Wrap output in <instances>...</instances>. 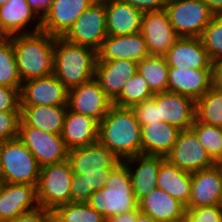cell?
Masks as SVG:
<instances>
[{"label": "cell", "mask_w": 222, "mask_h": 222, "mask_svg": "<svg viewBox=\"0 0 222 222\" xmlns=\"http://www.w3.org/2000/svg\"><path fill=\"white\" fill-rule=\"evenodd\" d=\"M98 142L121 161L141 155V126L133 110L112 105L99 122Z\"/></svg>", "instance_id": "cell-1"}, {"label": "cell", "mask_w": 222, "mask_h": 222, "mask_svg": "<svg viewBox=\"0 0 222 222\" xmlns=\"http://www.w3.org/2000/svg\"><path fill=\"white\" fill-rule=\"evenodd\" d=\"M56 37L38 31L12 36L14 55L22 83L53 74Z\"/></svg>", "instance_id": "cell-2"}, {"label": "cell", "mask_w": 222, "mask_h": 222, "mask_svg": "<svg viewBox=\"0 0 222 222\" xmlns=\"http://www.w3.org/2000/svg\"><path fill=\"white\" fill-rule=\"evenodd\" d=\"M96 61L94 49L56 37L53 74L68 90L94 78Z\"/></svg>", "instance_id": "cell-3"}, {"label": "cell", "mask_w": 222, "mask_h": 222, "mask_svg": "<svg viewBox=\"0 0 222 222\" xmlns=\"http://www.w3.org/2000/svg\"><path fill=\"white\" fill-rule=\"evenodd\" d=\"M104 218L121 215L138 208L129 170L121 161L111 172L104 187L94 192L87 202Z\"/></svg>", "instance_id": "cell-4"}, {"label": "cell", "mask_w": 222, "mask_h": 222, "mask_svg": "<svg viewBox=\"0 0 222 222\" xmlns=\"http://www.w3.org/2000/svg\"><path fill=\"white\" fill-rule=\"evenodd\" d=\"M67 160L72 172L83 174L88 190L102 189L110 179L112 170L121 162L107 147L99 142L68 151Z\"/></svg>", "instance_id": "cell-5"}, {"label": "cell", "mask_w": 222, "mask_h": 222, "mask_svg": "<svg viewBox=\"0 0 222 222\" xmlns=\"http://www.w3.org/2000/svg\"><path fill=\"white\" fill-rule=\"evenodd\" d=\"M0 160L2 183L37 186L41 167L19 138L0 143Z\"/></svg>", "instance_id": "cell-6"}, {"label": "cell", "mask_w": 222, "mask_h": 222, "mask_svg": "<svg viewBox=\"0 0 222 222\" xmlns=\"http://www.w3.org/2000/svg\"><path fill=\"white\" fill-rule=\"evenodd\" d=\"M72 176L68 160L41 167L36 186L38 206L54 211L70 203Z\"/></svg>", "instance_id": "cell-7"}, {"label": "cell", "mask_w": 222, "mask_h": 222, "mask_svg": "<svg viewBox=\"0 0 222 222\" xmlns=\"http://www.w3.org/2000/svg\"><path fill=\"white\" fill-rule=\"evenodd\" d=\"M178 37H201L214 14L202 0H168L165 7Z\"/></svg>", "instance_id": "cell-8"}, {"label": "cell", "mask_w": 222, "mask_h": 222, "mask_svg": "<svg viewBox=\"0 0 222 222\" xmlns=\"http://www.w3.org/2000/svg\"><path fill=\"white\" fill-rule=\"evenodd\" d=\"M107 35L105 4L103 0H96L77 18L63 38L97 52Z\"/></svg>", "instance_id": "cell-9"}, {"label": "cell", "mask_w": 222, "mask_h": 222, "mask_svg": "<svg viewBox=\"0 0 222 222\" xmlns=\"http://www.w3.org/2000/svg\"><path fill=\"white\" fill-rule=\"evenodd\" d=\"M18 138L31 151L40 167L67 160L69 150L59 134L19 125Z\"/></svg>", "instance_id": "cell-10"}, {"label": "cell", "mask_w": 222, "mask_h": 222, "mask_svg": "<svg viewBox=\"0 0 222 222\" xmlns=\"http://www.w3.org/2000/svg\"><path fill=\"white\" fill-rule=\"evenodd\" d=\"M166 159L183 171L193 173L213 167L216 163L207 154L205 148L192 128L181 130Z\"/></svg>", "instance_id": "cell-11"}, {"label": "cell", "mask_w": 222, "mask_h": 222, "mask_svg": "<svg viewBox=\"0 0 222 222\" xmlns=\"http://www.w3.org/2000/svg\"><path fill=\"white\" fill-rule=\"evenodd\" d=\"M150 55L165 56L179 38L166 9L143 12L141 30Z\"/></svg>", "instance_id": "cell-12"}, {"label": "cell", "mask_w": 222, "mask_h": 222, "mask_svg": "<svg viewBox=\"0 0 222 222\" xmlns=\"http://www.w3.org/2000/svg\"><path fill=\"white\" fill-rule=\"evenodd\" d=\"M112 105V101L106 96L95 78L68 90V109L92 117L98 123Z\"/></svg>", "instance_id": "cell-13"}, {"label": "cell", "mask_w": 222, "mask_h": 222, "mask_svg": "<svg viewBox=\"0 0 222 222\" xmlns=\"http://www.w3.org/2000/svg\"><path fill=\"white\" fill-rule=\"evenodd\" d=\"M21 106H67L68 89L54 75L22 83Z\"/></svg>", "instance_id": "cell-14"}, {"label": "cell", "mask_w": 222, "mask_h": 222, "mask_svg": "<svg viewBox=\"0 0 222 222\" xmlns=\"http://www.w3.org/2000/svg\"><path fill=\"white\" fill-rule=\"evenodd\" d=\"M41 27L42 17L27 0H8L0 6V32L5 37L38 32Z\"/></svg>", "instance_id": "cell-15"}, {"label": "cell", "mask_w": 222, "mask_h": 222, "mask_svg": "<svg viewBox=\"0 0 222 222\" xmlns=\"http://www.w3.org/2000/svg\"><path fill=\"white\" fill-rule=\"evenodd\" d=\"M96 0H53L42 17L41 30L51 36L63 37L77 18Z\"/></svg>", "instance_id": "cell-16"}, {"label": "cell", "mask_w": 222, "mask_h": 222, "mask_svg": "<svg viewBox=\"0 0 222 222\" xmlns=\"http://www.w3.org/2000/svg\"><path fill=\"white\" fill-rule=\"evenodd\" d=\"M159 118L164 123L189 129L196 119V101L192 98L169 91L156 93Z\"/></svg>", "instance_id": "cell-17"}, {"label": "cell", "mask_w": 222, "mask_h": 222, "mask_svg": "<svg viewBox=\"0 0 222 222\" xmlns=\"http://www.w3.org/2000/svg\"><path fill=\"white\" fill-rule=\"evenodd\" d=\"M38 207L34 185L0 183V222L36 210Z\"/></svg>", "instance_id": "cell-18"}, {"label": "cell", "mask_w": 222, "mask_h": 222, "mask_svg": "<svg viewBox=\"0 0 222 222\" xmlns=\"http://www.w3.org/2000/svg\"><path fill=\"white\" fill-rule=\"evenodd\" d=\"M221 163L191 173V194L186 209L220 205Z\"/></svg>", "instance_id": "cell-19"}, {"label": "cell", "mask_w": 222, "mask_h": 222, "mask_svg": "<svg viewBox=\"0 0 222 222\" xmlns=\"http://www.w3.org/2000/svg\"><path fill=\"white\" fill-rule=\"evenodd\" d=\"M143 35L139 32L131 35H107L97 51V61L133 60L137 63L149 56Z\"/></svg>", "instance_id": "cell-20"}, {"label": "cell", "mask_w": 222, "mask_h": 222, "mask_svg": "<svg viewBox=\"0 0 222 222\" xmlns=\"http://www.w3.org/2000/svg\"><path fill=\"white\" fill-rule=\"evenodd\" d=\"M168 91L198 100L213 87L212 69L169 67Z\"/></svg>", "instance_id": "cell-21"}, {"label": "cell", "mask_w": 222, "mask_h": 222, "mask_svg": "<svg viewBox=\"0 0 222 222\" xmlns=\"http://www.w3.org/2000/svg\"><path fill=\"white\" fill-rule=\"evenodd\" d=\"M169 67L212 69L213 62L199 37H179L165 55Z\"/></svg>", "instance_id": "cell-22"}, {"label": "cell", "mask_w": 222, "mask_h": 222, "mask_svg": "<svg viewBox=\"0 0 222 222\" xmlns=\"http://www.w3.org/2000/svg\"><path fill=\"white\" fill-rule=\"evenodd\" d=\"M138 70V63L133 60L96 61L95 76L101 89L113 102L121 93L126 80Z\"/></svg>", "instance_id": "cell-23"}, {"label": "cell", "mask_w": 222, "mask_h": 222, "mask_svg": "<svg viewBox=\"0 0 222 222\" xmlns=\"http://www.w3.org/2000/svg\"><path fill=\"white\" fill-rule=\"evenodd\" d=\"M163 156L137 155L124 160L130 173L133 192L139 202L144 196L157 188V176Z\"/></svg>", "instance_id": "cell-24"}, {"label": "cell", "mask_w": 222, "mask_h": 222, "mask_svg": "<svg viewBox=\"0 0 222 222\" xmlns=\"http://www.w3.org/2000/svg\"><path fill=\"white\" fill-rule=\"evenodd\" d=\"M141 213L158 222H177L185 219L186 206L160 188H155L139 202Z\"/></svg>", "instance_id": "cell-25"}, {"label": "cell", "mask_w": 222, "mask_h": 222, "mask_svg": "<svg viewBox=\"0 0 222 222\" xmlns=\"http://www.w3.org/2000/svg\"><path fill=\"white\" fill-rule=\"evenodd\" d=\"M106 10L108 35L120 36L139 33L143 12L121 0H103Z\"/></svg>", "instance_id": "cell-26"}, {"label": "cell", "mask_w": 222, "mask_h": 222, "mask_svg": "<svg viewBox=\"0 0 222 222\" xmlns=\"http://www.w3.org/2000/svg\"><path fill=\"white\" fill-rule=\"evenodd\" d=\"M99 123L92 117L67 109L61 137L68 150L98 142Z\"/></svg>", "instance_id": "cell-27"}, {"label": "cell", "mask_w": 222, "mask_h": 222, "mask_svg": "<svg viewBox=\"0 0 222 222\" xmlns=\"http://www.w3.org/2000/svg\"><path fill=\"white\" fill-rule=\"evenodd\" d=\"M180 131L178 127L162 121L141 126L142 154L166 157Z\"/></svg>", "instance_id": "cell-28"}, {"label": "cell", "mask_w": 222, "mask_h": 222, "mask_svg": "<svg viewBox=\"0 0 222 222\" xmlns=\"http://www.w3.org/2000/svg\"><path fill=\"white\" fill-rule=\"evenodd\" d=\"M67 106H21L19 125L61 135Z\"/></svg>", "instance_id": "cell-29"}, {"label": "cell", "mask_w": 222, "mask_h": 222, "mask_svg": "<svg viewBox=\"0 0 222 222\" xmlns=\"http://www.w3.org/2000/svg\"><path fill=\"white\" fill-rule=\"evenodd\" d=\"M157 188L167 192L185 206L191 194V173L183 171L165 159L157 176Z\"/></svg>", "instance_id": "cell-30"}, {"label": "cell", "mask_w": 222, "mask_h": 222, "mask_svg": "<svg viewBox=\"0 0 222 222\" xmlns=\"http://www.w3.org/2000/svg\"><path fill=\"white\" fill-rule=\"evenodd\" d=\"M168 69L165 56L149 55L138 62L137 72L147 81L155 94L168 91Z\"/></svg>", "instance_id": "cell-31"}, {"label": "cell", "mask_w": 222, "mask_h": 222, "mask_svg": "<svg viewBox=\"0 0 222 222\" xmlns=\"http://www.w3.org/2000/svg\"><path fill=\"white\" fill-rule=\"evenodd\" d=\"M195 113V121L222 127V90L212 87L196 100Z\"/></svg>", "instance_id": "cell-32"}, {"label": "cell", "mask_w": 222, "mask_h": 222, "mask_svg": "<svg viewBox=\"0 0 222 222\" xmlns=\"http://www.w3.org/2000/svg\"><path fill=\"white\" fill-rule=\"evenodd\" d=\"M0 86L21 88L22 81L14 55L11 37H4L0 41Z\"/></svg>", "instance_id": "cell-33"}, {"label": "cell", "mask_w": 222, "mask_h": 222, "mask_svg": "<svg viewBox=\"0 0 222 222\" xmlns=\"http://www.w3.org/2000/svg\"><path fill=\"white\" fill-rule=\"evenodd\" d=\"M54 222H104L105 218L87 202H70L57 207Z\"/></svg>", "instance_id": "cell-34"}, {"label": "cell", "mask_w": 222, "mask_h": 222, "mask_svg": "<svg viewBox=\"0 0 222 222\" xmlns=\"http://www.w3.org/2000/svg\"><path fill=\"white\" fill-rule=\"evenodd\" d=\"M153 95L154 93L150 90L147 81L136 72L130 79L126 80L120 95L112 103L118 107L131 108Z\"/></svg>", "instance_id": "cell-35"}, {"label": "cell", "mask_w": 222, "mask_h": 222, "mask_svg": "<svg viewBox=\"0 0 222 222\" xmlns=\"http://www.w3.org/2000/svg\"><path fill=\"white\" fill-rule=\"evenodd\" d=\"M191 128L207 154L216 163H222V127L195 121Z\"/></svg>", "instance_id": "cell-36"}, {"label": "cell", "mask_w": 222, "mask_h": 222, "mask_svg": "<svg viewBox=\"0 0 222 222\" xmlns=\"http://www.w3.org/2000/svg\"><path fill=\"white\" fill-rule=\"evenodd\" d=\"M200 38L212 62L222 58V15L213 16Z\"/></svg>", "instance_id": "cell-37"}, {"label": "cell", "mask_w": 222, "mask_h": 222, "mask_svg": "<svg viewBox=\"0 0 222 222\" xmlns=\"http://www.w3.org/2000/svg\"><path fill=\"white\" fill-rule=\"evenodd\" d=\"M131 109L140 126L161 121V118H159L158 106L156 105V93L143 102L133 105Z\"/></svg>", "instance_id": "cell-38"}, {"label": "cell", "mask_w": 222, "mask_h": 222, "mask_svg": "<svg viewBox=\"0 0 222 222\" xmlns=\"http://www.w3.org/2000/svg\"><path fill=\"white\" fill-rule=\"evenodd\" d=\"M20 111L0 112V143L18 138Z\"/></svg>", "instance_id": "cell-39"}, {"label": "cell", "mask_w": 222, "mask_h": 222, "mask_svg": "<svg viewBox=\"0 0 222 222\" xmlns=\"http://www.w3.org/2000/svg\"><path fill=\"white\" fill-rule=\"evenodd\" d=\"M185 218L188 222H222V207L217 205L186 209Z\"/></svg>", "instance_id": "cell-40"}, {"label": "cell", "mask_w": 222, "mask_h": 222, "mask_svg": "<svg viewBox=\"0 0 222 222\" xmlns=\"http://www.w3.org/2000/svg\"><path fill=\"white\" fill-rule=\"evenodd\" d=\"M21 88H10L0 86V112L20 111L21 109Z\"/></svg>", "instance_id": "cell-41"}, {"label": "cell", "mask_w": 222, "mask_h": 222, "mask_svg": "<svg viewBox=\"0 0 222 222\" xmlns=\"http://www.w3.org/2000/svg\"><path fill=\"white\" fill-rule=\"evenodd\" d=\"M93 193V190H88V183L83 178V174L73 173L71 183V202H88Z\"/></svg>", "instance_id": "cell-42"}, {"label": "cell", "mask_w": 222, "mask_h": 222, "mask_svg": "<svg viewBox=\"0 0 222 222\" xmlns=\"http://www.w3.org/2000/svg\"><path fill=\"white\" fill-rule=\"evenodd\" d=\"M5 222H54L52 210L38 207L36 210L16 216Z\"/></svg>", "instance_id": "cell-43"}, {"label": "cell", "mask_w": 222, "mask_h": 222, "mask_svg": "<svg viewBox=\"0 0 222 222\" xmlns=\"http://www.w3.org/2000/svg\"><path fill=\"white\" fill-rule=\"evenodd\" d=\"M142 12L165 9L168 0H121Z\"/></svg>", "instance_id": "cell-44"}, {"label": "cell", "mask_w": 222, "mask_h": 222, "mask_svg": "<svg viewBox=\"0 0 222 222\" xmlns=\"http://www.w3.org/2000/svg\"><path fill=\"white\" fill-rule=\"evenodd\" d=\"M213 87L222 90V58L213 61Z\"/></svg>", "instance_id": "cell-45"}, {"label": "cell", "mask_w": 222, "mask_h": 222, "mask_svg": "<svg viewBox=\"0 0 222 222\" xmlns=\"http://www.w3.org/2000/svg\"><path fill=\"white\" fill-rule=\"evenodd\" d=\"M53 0H27L32 9L43 17L50 9Z\"/></svg>", "instance_id": "cell-46"}, {"label": "cell", "mask_w": 222, "mask_h": 222, "mask_svg": "<svg viewBox=\"0 0 222 222\" xmlns=\"http://www.w3.org/2000/svg\"><path fill=\"white\" fill-rule=\"evenodd\" d=\"M140 213L139 207L128 213L107 218V222H136L137 215Z\"/></svg>", "instance_id": "cell-47"}, {"label": "cell", "mask_w": 222, "mask_h": 222, "mask_svg": "<svg viewBox=\"0 0 222 222\" xmlns=\"http://www.w3.org/2000/svg\"><path fill=\"white\" fill-rule=\"evenodd\" d=\"M214 15H222V0H202Z\"/></svg>", "instance_id": "cell-48"}, {"label": "cell", "mask_w": 222, "mask_h": 222, "mask_svg": "<svg viewBox=\"0 0 222 222\" xmlns=\"http://www.w3.org/2000/svg\"><path fill=\"white\" fill-rule=\"evenodd\" d=\"M136 222H158V221H155V220L152 219L150 216H148V215L143 214V213L140 212V213L137 215Z\"/></svg>", "instance_id": "cell-49"}, {"label": "cell", "mask_w": 222, "mask_h": 222, "mask_svg": "<svg viewBox=\"0 0 222 222\" xmlns=\"http://www.w3.org/2000/svg\"><path fill=\"white\" fill-rule=\"evenodd\" d=\"M220 206L222 207V163H221V197H220Z\"/></svg>", "instance_id": "cell-50"}, {"label": "cell", "mask_w": 222, "mask_h": 222, "mask_svg": "<svg viewBox=\"0 0 222 222\" xmlns=\"http://www.w3.org/2000/svg\"><path fill=\"white\" fill-rule=\"evenodd\" d=\"M2 180V164H1V160H0V183Z\"/></svg>", "instance_id": "cell-51"}, {"label": "cell", "mask_w": 222, "mask_h": 222, "mask_svg": "<svg viewBox=\"0 0 222 222\" xmlns=\"http://www.w3.org/2000/svg\"><path fill=\"white\" fill-rule=\"evenodd\" d=\"M8 0H0V6H3Z\"/></svg>", "instance_id": "cell-52"}, {"label": "cell", "mask_w": 222, "mask_h": 222, "mask_svg": "<svg viewBox=\"0 0 222 222\" xmlns=\"http://www.w3.org/2000/svg\"><path fill=\"white\" fill-rule=\"evenodd\" d=\"M5 36L0 32V41L4 38Z\"/></svg>", "instance_id": "cell-53"}, {"label": "cell", "mask_w": 222, "mask_h": 222, "mask_svg": "<svg viewBox=\"0 0 222 222\" xmlns=\"http://www.w3.org/2000/svg\"><path fill=\"white\" fill-rule=\"evenodd\" d=\"M177 222H188V221H187V219L185 218V219H183V220H181V221H177Z\"/></svg>", "instance_id": "cell-54"}]
</instances>
